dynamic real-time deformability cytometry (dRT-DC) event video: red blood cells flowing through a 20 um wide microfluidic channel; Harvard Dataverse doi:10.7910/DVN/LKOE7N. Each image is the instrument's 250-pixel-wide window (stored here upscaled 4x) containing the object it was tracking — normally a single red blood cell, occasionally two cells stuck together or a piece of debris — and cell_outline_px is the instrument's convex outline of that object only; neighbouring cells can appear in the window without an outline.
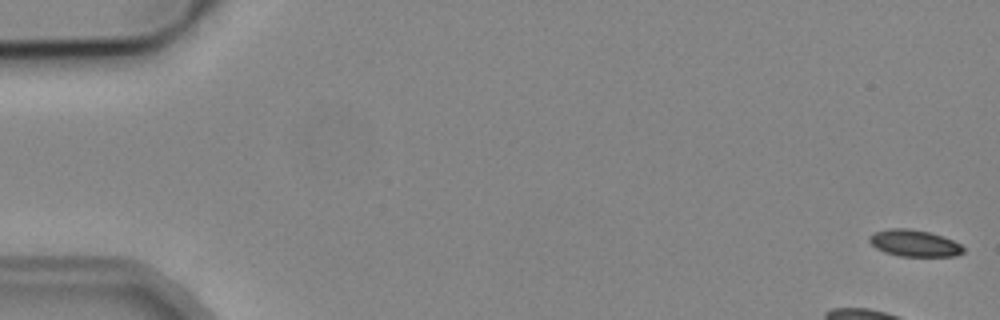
{"species": "common noctule bat (a hibernating species)", "species_latin": "Nyctalus noctula", "temperature_condition": "cold", "stored_images_in_passage": 5, "camera_frame_rate_fps": 3000, "um_per_image_px": 0.085, "animal": {"sex": "male", "body_mass_g": 19.2, "forearm_length_mm": 51.8}, "frame": {"image": 1, "passage_image": 1, "time_ms": 0.0, "image_size_px": [1000, 320], "cell_outline_px": [[964, 252], [956, 256], [900, 256], [884, 252], [876, 248], [868, 240], [868, 236], [876, 232], [888, 228], [908, 228], [928, 232], [944, 236], [960, 244], [964, 248]], "centroid_in_image_um": [77.71, 20.67], "position_along_channel_um": 7.3, "area_um2": 14.62}}